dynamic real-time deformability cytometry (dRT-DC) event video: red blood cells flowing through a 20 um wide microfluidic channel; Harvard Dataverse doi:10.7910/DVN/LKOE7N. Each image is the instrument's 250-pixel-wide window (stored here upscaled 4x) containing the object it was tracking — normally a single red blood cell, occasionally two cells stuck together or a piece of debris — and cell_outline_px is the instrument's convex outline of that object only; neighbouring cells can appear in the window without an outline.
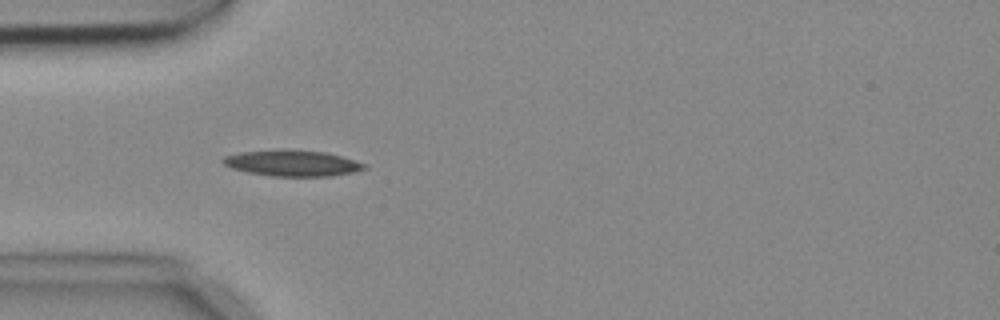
{"species": "common noctule bat (a hibernating species)", "species_latin": "Nyctalus noctula", "temperature_condition": "cold", "stored_images_in_passage": 2, "camera_frame_rate_fps": 3000, "um_per_image_px": 0.085, "animal": {"sex": "female", "body_mass_g": 18.4}, "frame": {"image": 1, "passage_image": 1, "time_ms": 0.0, "image_size_px": [1000, 320], "cell_outline_px": [[368, 168], [352, 172], [332, 176], [272, 176], [248, 172], [232, 168], [224, 164], [220, 160], [224, 156], [240, 152], [284, 148], [324, 152], [340, 156], [368, 164]], "centroid_in_image_um": [24.84, 13.85], "position_along_channel_um": 60.2, "area_um2": 21.62}}